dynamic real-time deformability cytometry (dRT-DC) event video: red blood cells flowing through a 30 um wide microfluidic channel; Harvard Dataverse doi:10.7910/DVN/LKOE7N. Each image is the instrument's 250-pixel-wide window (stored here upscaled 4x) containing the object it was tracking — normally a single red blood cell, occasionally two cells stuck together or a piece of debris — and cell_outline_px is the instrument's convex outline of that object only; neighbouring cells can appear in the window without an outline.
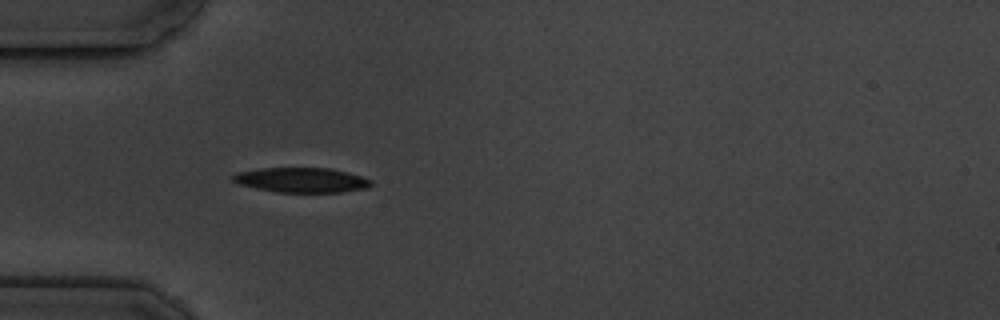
{"species": "common noctule bat (a hibernating species)", "species_latin": "Nyctalus noctula", "temperature_condition": "cold", "stored_images_in_passage": 2, "camera_frame_rate_fps": 3000, "um_per_image_px": 0.085, "animal": {"sex": "male", "body_mass_g": 19.5, "forearm_length_mm": 54.6}, "frame": {"image": 1, "passage_image": 2, "time_ms": 2.333, "image_size_px": [1000, 320], "cell_outline_px": [[372, 184], [368, 188], [344, 192], [276, 192], [256, 188], [240, 184], [232, 180], [232, 176], [236, 172], [260, 168], [332, 168], [348, 172], [372, 180]], "centroid_in_image_um": [25.65, 15.3], "position_along_channel_um": 59.4, "area_um2": 20.06}}